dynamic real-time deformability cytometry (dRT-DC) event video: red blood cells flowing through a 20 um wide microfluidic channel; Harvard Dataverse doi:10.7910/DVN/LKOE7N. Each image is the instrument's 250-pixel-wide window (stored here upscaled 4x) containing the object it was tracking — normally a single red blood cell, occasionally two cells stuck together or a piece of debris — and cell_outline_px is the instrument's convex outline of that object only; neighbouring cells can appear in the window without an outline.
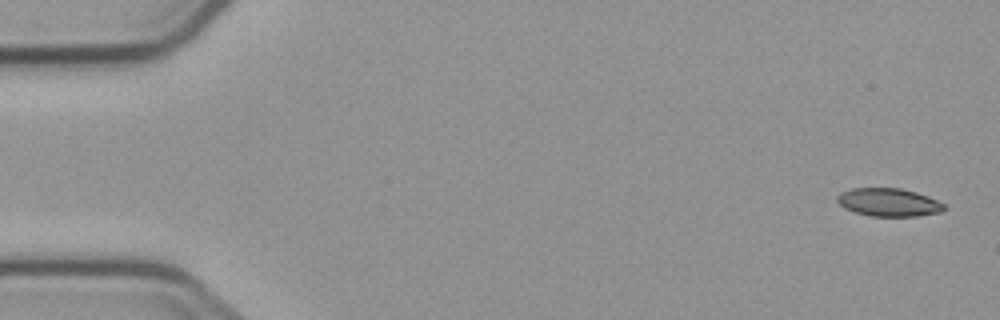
{"species": "common noctule bat (a hibernating species)", "species_latin": "Nyctalus noctula", "temperature_condition": "cold", "stored_images_in_passage": 5, "camera_frame_rate_fps": 3000, "um_per_image_px": 0.085, "animal": {"sex": "male", "body_mass_g": 23.1, "forearm_length_mm": 52.7}, "frame": {"image": 1, "passage_image": 1, "time_ms": 0.0, "image_size_px": [1000, 320], "cell_outline_px": [[944, 208], [940, 212], [916, 216], [872, 216], [856, 212], [844, 208], [836, 200], [836, 196], [840, 192], [852, 188], [900, 188], [916, 192], [928, 196], [944, 204]], "centroid_in_image_um": [75.5, 17.19], "position_along_channel_um": 9.5, "area_um2": 17.4}}
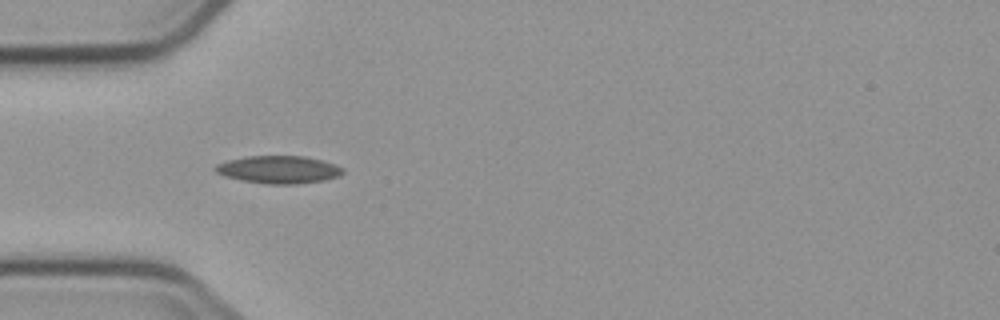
{"frame": {"image": 2, "passage_image": 5, "time_ms": 5.0, "image_size_px": [1000, 320], "cell_outline_px": [[344, 172], [340, 176], [324, 180], [296, 184], [268, 184], [240, 180], [224, 176], [216, 172], [212, 168], [216, 164], [228, 160], [248, 156], [304, 156], [336, 164], [344, 168]], "centroid_in_image_um": [23.68, 14.42], "position_along_channel_um": 61.3, "area_um2": 20.63}}